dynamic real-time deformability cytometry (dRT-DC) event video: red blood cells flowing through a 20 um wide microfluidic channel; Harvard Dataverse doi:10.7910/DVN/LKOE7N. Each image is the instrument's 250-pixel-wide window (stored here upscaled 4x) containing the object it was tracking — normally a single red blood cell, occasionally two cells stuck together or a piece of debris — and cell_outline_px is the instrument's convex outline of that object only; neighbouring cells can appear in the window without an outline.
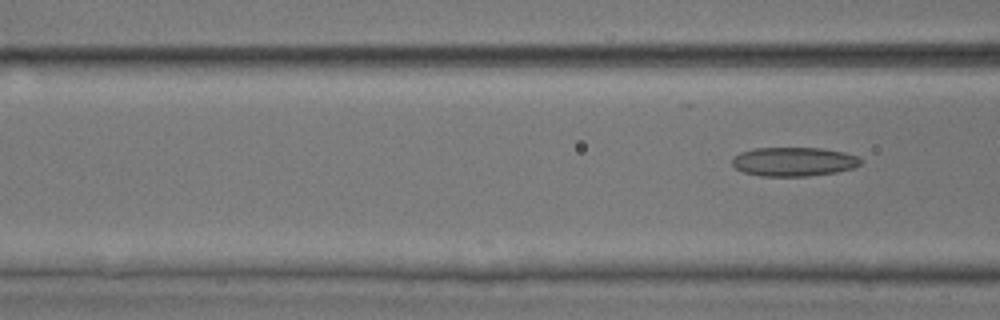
{"species": "common noctule bat (a hibernating species)", "species_latin": "Nyctalus noctula", "temperature_condition": "room temperature", "stored_images_in_passage": 6, "camera_frame_rate_fps": 3000, "um_per_image_px": 0.085, "animal": {"sex": "male", "body_mass_g": 17.9, "forearm_length_mm": 54.2}, "frame": {"image": 1, "passage_image": 6, "time_ms": 1.667, "image_size_px": [1000, 320], "cell_outline_px": [[864, 160], [860, 164], [852, 168], [836, 172], [808, 176], [760, 176], [744, 172], [736, 168], [732, 164], [732, 160], [740, 152], [756, 148], [820, 148], [844, 152], [856, 156]], "centroid_in_image_um": [67.48, 13.74], "position_along_channel_um": 99.1, "area_um2": 21.62}}